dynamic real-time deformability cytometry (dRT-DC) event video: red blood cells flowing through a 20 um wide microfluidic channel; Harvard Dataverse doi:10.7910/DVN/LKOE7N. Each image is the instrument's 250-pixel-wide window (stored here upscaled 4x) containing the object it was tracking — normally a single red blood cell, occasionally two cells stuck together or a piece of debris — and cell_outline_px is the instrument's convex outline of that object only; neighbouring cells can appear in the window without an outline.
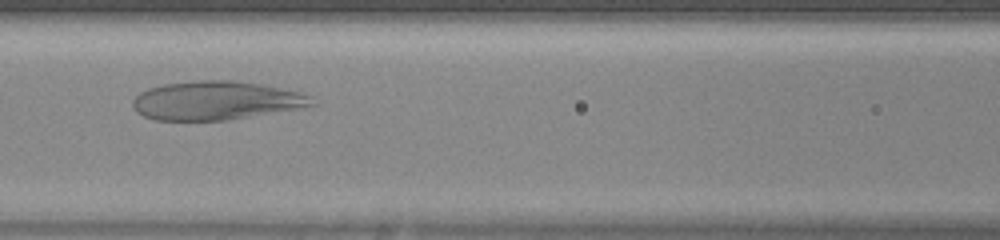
{"species": "human", "species_latin": "Homo sapiens", "temperature_condition": "warm", "stored_images_in_passage": 34, "camera_frame_rate_fps": 3000, "um_per_image_px": 0.085, "donor": {"sex": "female"}, "frame": {"image": 1, "passage_image": 14, "time_ms": 4.333, "image_size_px": [1000, 240], "cell_outline_px": [[320, 104], [300, 108], [228, 120], [156, 120], [144, 116], [136, 112], [132, 108], [132, 100], [140, 92], [148, 88], [164, 84], [196, 80], [232, 80], [260, 84], [300, 92], [312, 96]], "centroid_in_image_um": [18.38, 8.54], "position_along_channel_um": 148.2, "area_um2": 40.63}}
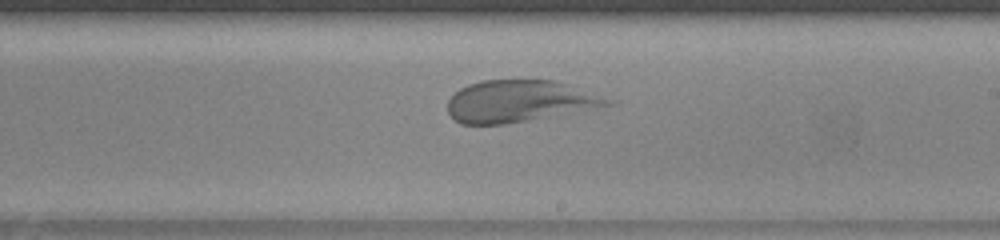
{"frame": {"image": 2, "passage_image": 21, "time_ms": 6.667, "image_size_px": [1000, 240], "cell_outline_px": [[620, 100], [616, 104], [504, 124], [460, 124], [448, 112], [448, 100], [460, 88], [468, 84], [480, 80], [556, 80]], "centroid_in_image_um": [44.22, 8.58], "position_along_channel_um": 244.8, "area_um2": 39.07}}
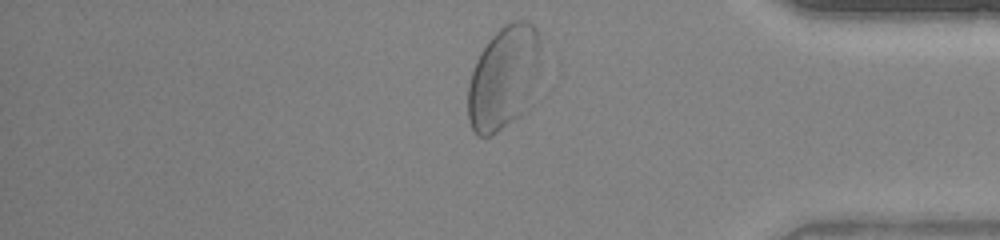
{"frame": {"image": 3, "passage_image": 33, "time_ms": 10.667, "image_size_px": [1000, 240], "cell_outline_px": [[544, 60], [536, 100], [528, 112], [492, 136], [480, 136], [472, 128], [468, 120], [468, 84], [476, 60], [480, 52], [488, 40], [504, 24], [512, 20], [528, 20], [536, 28]], "centroid_in_image_um": [42.93, 6.63], "position_along_channel_um": 392.3, "area_um2": 46.36}}